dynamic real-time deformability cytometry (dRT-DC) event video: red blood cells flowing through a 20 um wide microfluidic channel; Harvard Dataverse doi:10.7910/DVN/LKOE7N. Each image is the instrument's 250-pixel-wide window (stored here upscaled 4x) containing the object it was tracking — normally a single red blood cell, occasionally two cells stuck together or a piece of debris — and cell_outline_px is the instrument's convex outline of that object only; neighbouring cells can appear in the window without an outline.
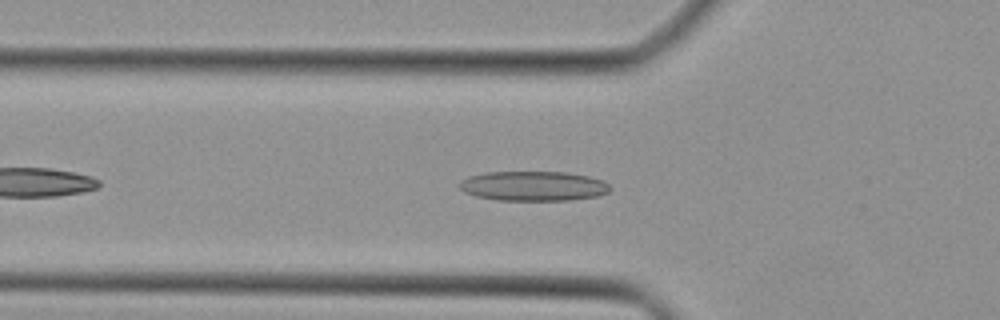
{"species": "Egyptian fruit bat (a non-hibernating species)", "species_latin": "Rousettus aegyptiacus", "temperature_condition": "cold", "stored_images_in_passage": 30, "camera_frame_rate_fps": 3000, "um_per_image_px": 0.085, "animal": {"sex": "female"}, "frame": {"image": 1, "passage_image": 6, "time_ms": 1.667, "image_size_px": [1000, 320], "cell_outline_px": [[612, 188], [608, 192], [596, 196], [568, 200], [496, 200], [476, 196], [464, 192], [460, 188], [460, 180], [468, 176], [484, 172], [568, 172], [588, 176], [604, 180]], "centroid_in_image_um": [45.33, 15.8], "position_along_channel_um": 80.5, "area_um2": 26.18}}
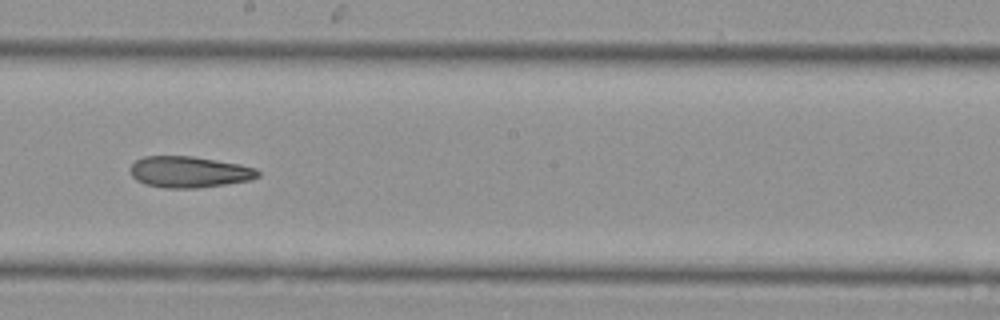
{"frame": {"image": 2, "passage_image": 16, "time_ms": 5.0, "image_size_px": [1000, 320], "cell_outline_px": [[260, 176], [252, 180], [196, 188], [164, 188], [144, 184], [136, 180], [132, 176], [128, 168], [136, 160], [144, 156], [192, 156], [240, 164], [256, 168], [260, 172]], "centroid_in_image_um": [16.07, 14.61], "position_along_channel_um": 232.1, "area_um2": 23.41}}
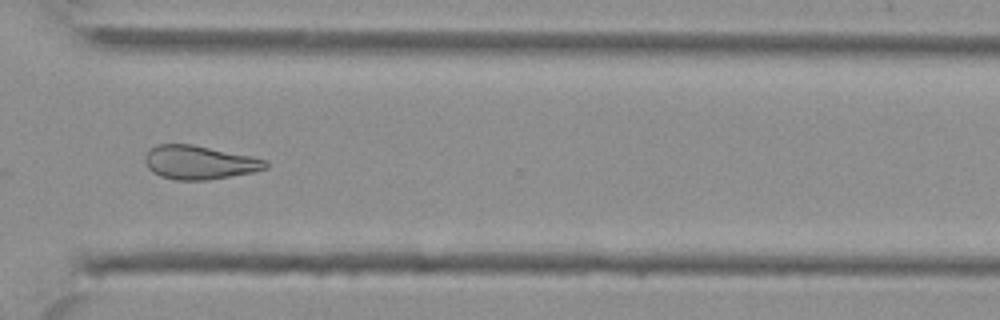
{"frame": {"image": 3, "passage_image": 24, "time_ms": 7.667, "image_size_px": [1000, 320], "cell_outline_px": [[268, 168], [252, 172], [208, 180], [176, 180], [160, 176], [152, 172], [148, 168], [144, 160], [144, 156], [156, 144], [192, 144], [268, 160]], "centroid_in_image_um": [16.92, 13.81], "position_along_channel_um": 353.7, "area_um2": 23.58}}